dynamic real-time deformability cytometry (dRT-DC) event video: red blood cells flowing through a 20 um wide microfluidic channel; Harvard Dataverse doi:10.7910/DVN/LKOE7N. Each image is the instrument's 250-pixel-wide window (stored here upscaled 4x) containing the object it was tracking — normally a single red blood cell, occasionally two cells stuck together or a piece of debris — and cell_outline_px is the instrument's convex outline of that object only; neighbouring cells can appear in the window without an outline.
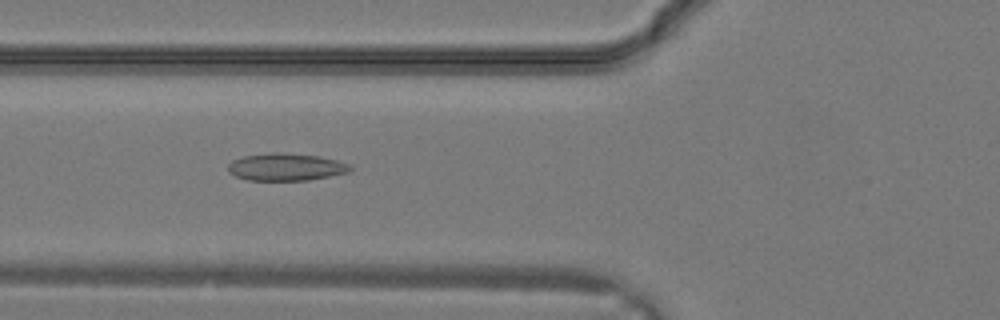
{"species": "common noctule bat (a hibernating species)", "species_latin": "Nyctalus noctula", "temperature_condition": "warm", "stored_images_in_passage": 15, "camera_frame_rate_fps": 3000, "um_per_image_px": 0.085, "animal": {"sex": "male", "body_mass_g": 19.2, "forearm_length_mm": 51.8}, "frame": {"image": 1, "passage_image": 4, "time_ms": 1.0, "image_size_px": [1000, 320], "cell_outline_px": [[352, 168], [348, 172], [308, 180], [248, 180], [236, 176], [228, 172], [228, 164], [232, 160], [244, 156], [276, 152], [320, 156], [336, 160], [348, 164]], "centroid_in_image_um": [24.27, 14.19], "position_along_channel_um": 101.5, "area_um2": 19.25}}
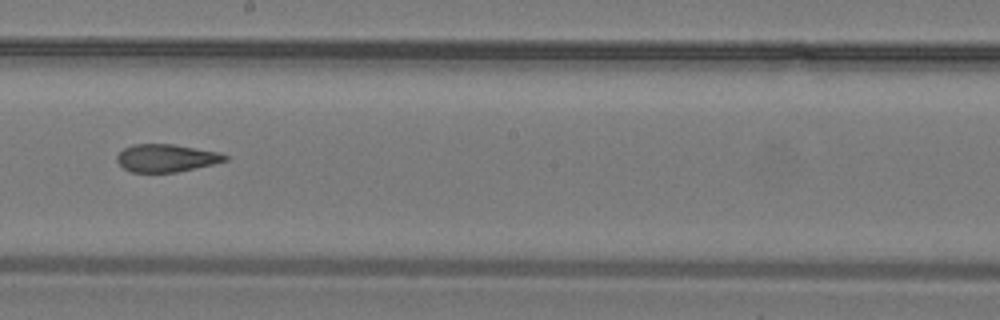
{"frame": {"image": 2, "passage_image": 10, "time_ms": 3.0, "image_size_px": [1000, 320], "cell_outline_px": [[228, 160], [212, 164], [176, 172], [132, 172], [124, 168], [116, 160], [116, 156], [124, 148], [132, 144], [172, 144], [220, 152], [228, 156]], "centroid_in_image_um": [14.13, 13.42], "position_along_channel_um": 234.1, "area_um2": 17.34}}
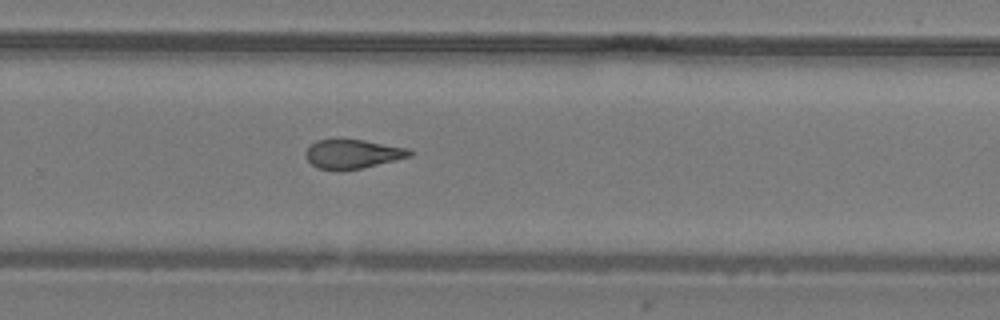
{"frame": {"image": 3, "passage_image": 13, "time_ms": 4.0, "image_size_px": [1000, 320], "cell_outline_px": [[412, 156], [396, 160], [360, 168], [316, 168], [304, 156], [304, 152], [316, 140], [364, 140], [408, 148], [412, 152]], "centroid_in_image_um": [29.99, 13.06], "position_along_channel_um": 299.8, "area_um2": 17.05}}